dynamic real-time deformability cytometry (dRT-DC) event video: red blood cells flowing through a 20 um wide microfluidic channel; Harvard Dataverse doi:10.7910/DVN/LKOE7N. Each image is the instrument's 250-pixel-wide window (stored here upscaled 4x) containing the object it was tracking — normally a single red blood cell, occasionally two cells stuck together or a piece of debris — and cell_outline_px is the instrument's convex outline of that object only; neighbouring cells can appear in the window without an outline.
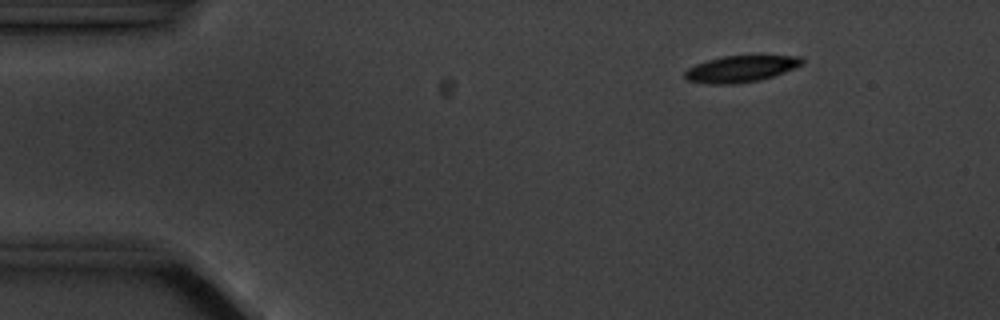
{"species": "common noctule bat (a hibernating species)", "species_latin": "Nyctalus noctula", "temperature_condition": "cold", "stored_images_in_passage": 9, "camera_frame_rate_fps": 3000, "um_per_image_px": 0.085, "animal": {"sex": "male", "body_mass_g": 20.1, "forearm_length_mm": 53.5}, "frame": {"image": 1, "passage_image": 1, "time_ms": 0.0, "image_size_px": [1000, 320], "cell_outline_px": [[804, 64], [784, 72], [760, 80], [732, 84], [708, 84], [688, 80], [684, 76], [684, 72], [688, 68], [696, 64], [708, 60], [724, 56], [800, 56], [804, 60]], "centroid_in_image_um": [62.97, 5.85], "position_along_channel_um": 22.0, "area_um2": 17.92}}